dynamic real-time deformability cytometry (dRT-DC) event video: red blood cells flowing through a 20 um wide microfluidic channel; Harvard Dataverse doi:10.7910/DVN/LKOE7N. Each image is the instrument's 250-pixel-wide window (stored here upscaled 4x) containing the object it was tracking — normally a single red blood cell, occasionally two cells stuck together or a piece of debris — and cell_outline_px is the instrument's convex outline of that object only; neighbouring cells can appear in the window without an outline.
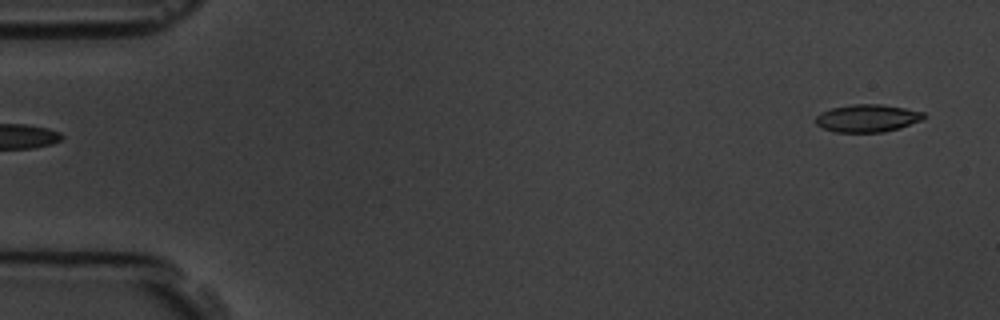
{"species": "common noctule bat (a hibernating species)", "species_latin": "Nyctalus noctula", "temperature_condition": "room temperature", "stored_images_in_passage": 6, "segment_of_instrument_passage": [2, 2], "camera_frame_rate_fps": 3000, "um_per_image_px": 0.085, "animal": {"sex": "male", "body_mass_g": 19.5, "forearm_length_mm": 54.6}, "frame": {"image": 1, "passage_image": 6, "time_ms": 6.0, "image_size_px": [1000, 320], "cell_outline_px": [[924, 120], [900, 128], [884, 132], [836, 132], [824, 128], [816, 124], [816, 116], [820, 112], [832, 108], [852, 104], [880, 104], [904, 108], [924, 112]], "centroid_in_image_um": [73.74, 10.05], "position_along_channel_um": 11.3, "area_um2": 17.4}}